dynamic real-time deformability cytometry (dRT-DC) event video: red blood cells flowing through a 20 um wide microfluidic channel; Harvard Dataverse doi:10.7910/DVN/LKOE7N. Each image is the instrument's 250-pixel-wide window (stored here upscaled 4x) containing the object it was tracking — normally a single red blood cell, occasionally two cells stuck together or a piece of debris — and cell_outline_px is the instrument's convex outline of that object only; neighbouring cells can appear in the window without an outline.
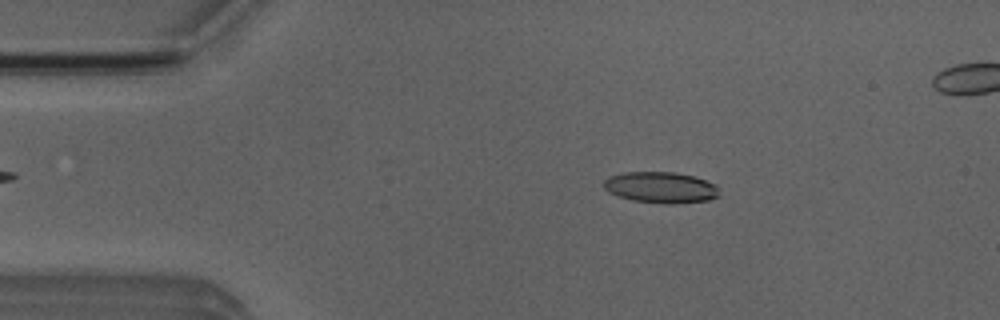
{"species": "Egyptian fruit bat (a non-hibernating species)", "species_latin": "Rousettus aegyptiacus", "temperature_condition": "room temperature", "stored_images_in_passage": 49, "camera_frame_rate_fps": 3000, "um_per_image_px": 0.085, "animal": {"sex": "male"}, "frame": {"image": 1, "passage_image": 8, "time_ms": 2.333, "image_size_px": [1000, 320], "cell_outline_px": [[720, 196], [708, 200], [668, 204], [664, 204], [632, 200], [608, 192], [604, 188], [604, 180], [608, 176], [624, 172], [676, 172], [692, 176], [716, 184], [720, 188]], "centroid_in_image_um": [56.18, 15.93], "position_along_channel_um": 28.8, "area_um2": 21.04}}
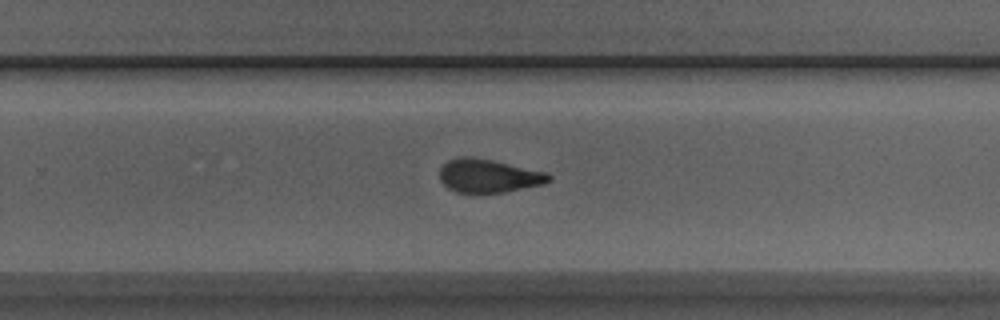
{"frame": {"image": 2, "passage_image": 32, "time_ms": 10.333, "image_size_px": [1000, 320], "cell_outline_px": [[552, 180], [544, 184], [504, 192], [456, 192], [448, 188], [440, 180], [440, 168], [448, 160], [464, 156], [472, 156], [492, 160], [548, 172], [552, 176]], "centroid_in_image_um": [41.56, 14.94], "position_along_channel_um": 288.2, "area_um2": 21.27}}
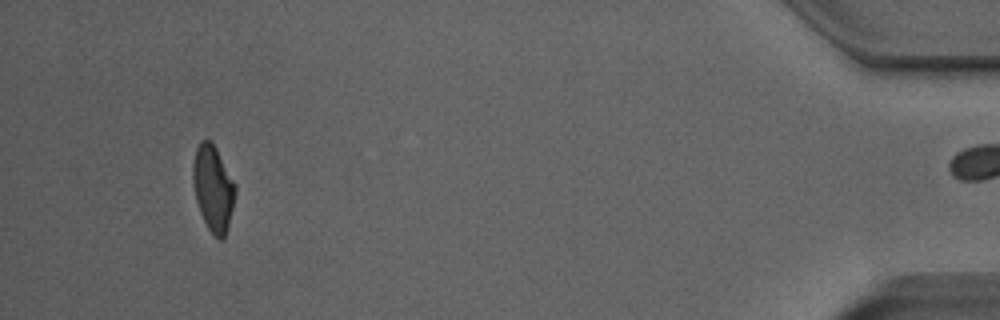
{"frame": {"image": 3, "passage_image": 48, "time_ms": 15.667, "image_size_px": [1000, 320], "cell_outline_px": [[236, 192], [228, 228], [224, 236], [220, 240], [208, 228], [200, 212], [196, 200], [192, 176], [192, 164], [196, 148], [200, 140], [208, 140], [216, 148], [236, 184]], "centroid_in_image_um": [18.11, 15.98], "position_along_channel_um": 417.1, "area_um2": 21.04}, "authors_computed_cell_mechanics": {"area_um2": 21.4438, "velocity_mm_per_s": 3.88, "shape_relaxation_time_tau1_ms": 9.0245, "shape_relaxation_time_tau2_ms": 1.8368, "deformation_change_tau1": 0.2159, "deformation_change_tau2": 0.0992}}